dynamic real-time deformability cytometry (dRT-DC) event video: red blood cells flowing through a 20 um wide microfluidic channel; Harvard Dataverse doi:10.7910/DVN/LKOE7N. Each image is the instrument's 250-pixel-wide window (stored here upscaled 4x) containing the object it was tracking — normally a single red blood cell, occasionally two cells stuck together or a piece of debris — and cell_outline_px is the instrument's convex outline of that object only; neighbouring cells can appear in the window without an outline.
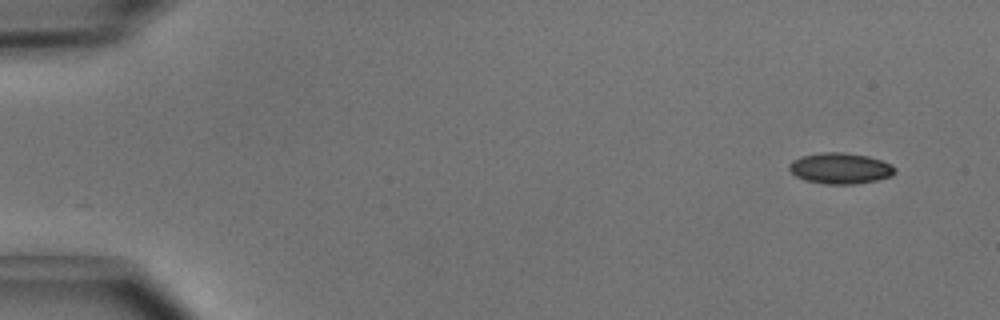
{"species": "common noctule bat (a hibernating species)", "species_latin": "Nyctalus noctula", "temperature_condition": "cold", "stored_images_in_passage": 8, "camera_frame_rate_fps": 3000, "um_per_image_px": 0.085, "animal": {"sex": "male", "body_mass_g": 15.6}, "frame": {"image": 1, "passage_image": 1, "time_ms": 0.0, "image_size_px": [1000, 320], "cell_outline_px": [[896, 172], [892, 176], [876, 180], [856, 184], [824, 184], [804, 180], [796, 176], [788, 168], [788, 164], [792, 160], [800, 156], [824, 152], [844, 152], [868, 156], [892, 164], [896, 168]], "centroid_in_image_um": [71.42, 14.31], "position_along_channel_um": 13.6, "area_um2": 19.25}}
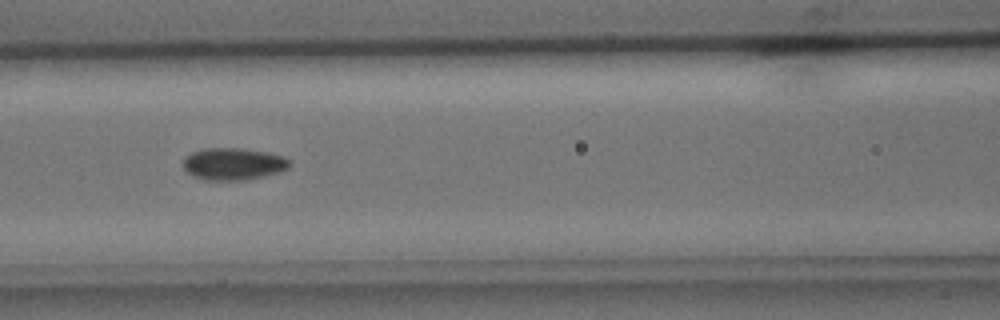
{"frame": {"image": 2, "passage_image": 6, "time_ms": 1.667, "image_size_px": [1000, 320], "cell_outline_px": [[292, 164], [288, 168], [280, 172], [264, 176], [244, 180], [204, 180], [192, 176], [184, 168], [184, 156], [192, 152], [204, 148], [240, 148], [268, 152], [284, 156]], "centroid_in_image_um": [19.84, 13.93], "position_along_channel_um": 146.8, "area_um2": 20.06}}
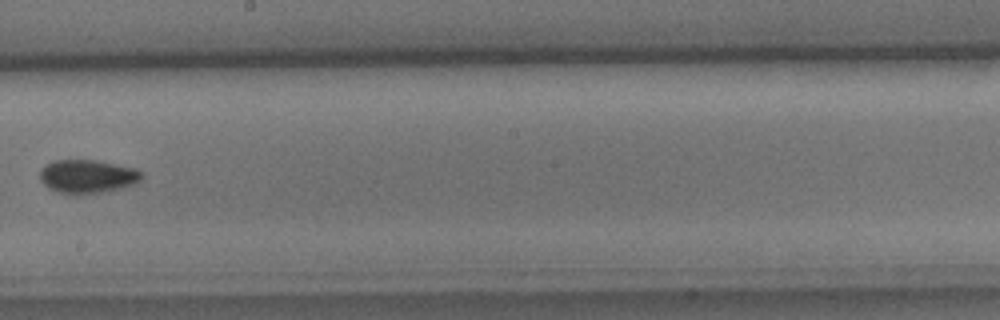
{"frame": {"image": 3, "passage_image": 8, "time_ms": 2.333, "image_size_px": [1000, 320], "cell_outline_px": [[140, 180], [136, 184], [124, 188], [108, 192], [80, 196], [72, 196], [56, 192], [48, 188], [40, 180], [40, 168], [52, 160], [96, 160], [132, 168], [140, 172]], "centroid_in_image_um": [7.37, 15.04], "position_along_channel_um": 240.8, "area_um2": 20.4}}